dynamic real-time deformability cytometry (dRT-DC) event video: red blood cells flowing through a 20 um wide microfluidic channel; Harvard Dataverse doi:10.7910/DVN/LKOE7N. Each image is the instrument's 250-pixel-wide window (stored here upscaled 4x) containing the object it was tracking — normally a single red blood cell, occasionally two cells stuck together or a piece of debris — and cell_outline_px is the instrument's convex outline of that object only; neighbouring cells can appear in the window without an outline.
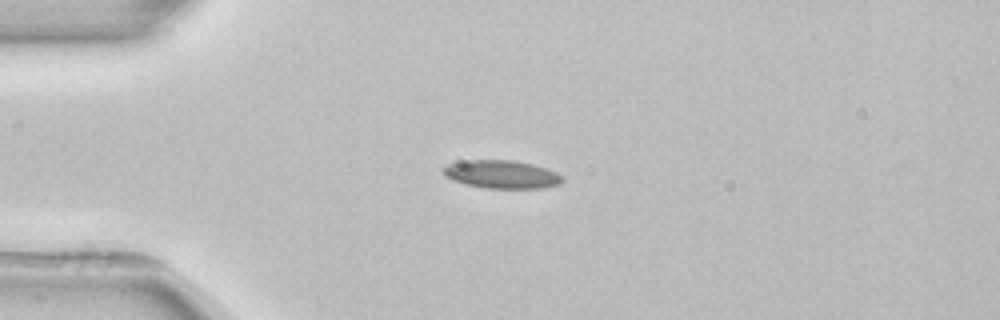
{"species": "common noctule bat (a hibernating species)", "species_latin": "Nyctalus noctula", "temperature_condition": "room temperature", "stored_images_in_passage": 3, "camera_frame_rate_fps": 3000, "um_per_image_px": 0.085, "animal": {"sex": "female", "body_mass_g": 22.7, "forearm_length_mm": 54.2}, "frame": {"image": 1, "passage_image": 3, "time_ms": 2.667, "image_size_px": [1000, 320], "cell_outline_px": [[564, 180], [560, 184], [540, 188], [484, 188], [464, 184], [452, 180], [444, 176], [440, 172], [440, 168], [448, 164], [468, 160], [512, 160], [532, 164], [556, 172]], "centroid_in_image_um": [42.56, 14.82], "position_along_channel_um": 42.4, "area_um2": 19.59}}